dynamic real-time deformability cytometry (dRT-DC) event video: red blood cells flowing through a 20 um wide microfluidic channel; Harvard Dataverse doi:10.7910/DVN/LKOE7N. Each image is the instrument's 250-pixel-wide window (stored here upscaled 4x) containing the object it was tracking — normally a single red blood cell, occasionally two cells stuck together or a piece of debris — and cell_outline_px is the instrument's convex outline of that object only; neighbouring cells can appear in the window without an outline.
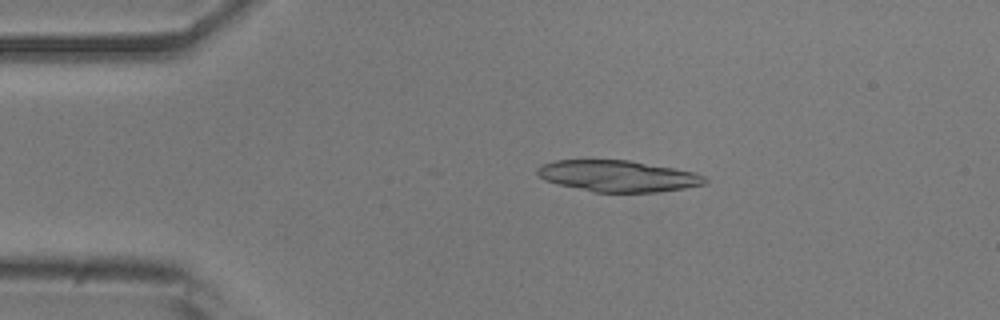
{"species": "common noctule bat (a hibernating species)", "species_latin": "Nyctalus noctula", "temperature_condition": "room temperature", "stored_images_in_passage": 34, "camera_frame_rate_fps": 3000, "um_per_image_px": 0.085, "animal": {"sex": "male", "body_mass_g": 20.5, "forearm_length_mm": 52.5}, "frame": {"image": 1, "passage_image": 10, "time_ms": 3.0, "image_size_px": [1000, 320], "cell_outline_px": [[708, 184], [684, 188], [656, 192], [592, 192], [544, 180], [536, 172], [536, 168], [540, 164], [556, 160], [628, 160], [672, 168], [692, 172], [704, 176], [708, 180]], "centroid_in_image_um": [52.5, 14.96], "position_along_channel_um": 32.5, "area_um2": 30.46}}